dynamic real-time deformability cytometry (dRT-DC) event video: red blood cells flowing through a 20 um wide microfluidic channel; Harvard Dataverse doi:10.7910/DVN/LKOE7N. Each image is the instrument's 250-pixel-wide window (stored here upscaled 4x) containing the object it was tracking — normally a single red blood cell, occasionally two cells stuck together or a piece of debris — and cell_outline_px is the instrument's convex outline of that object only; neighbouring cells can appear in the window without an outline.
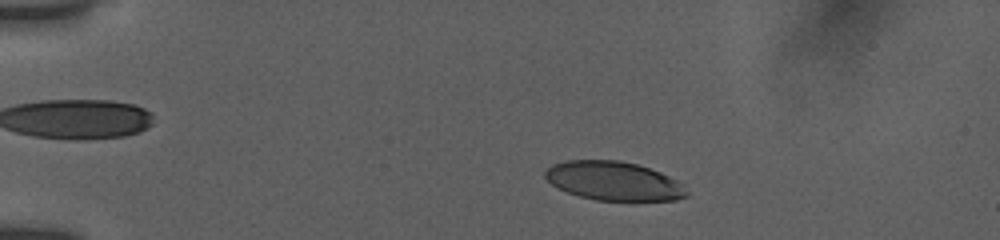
{"species": "human", "species_latin": "Homo sapiens", "temperature_condition": "room temperature", "stored_images_in_passage": 12, "camera_frame_rate_fps": 3000, "um_per_image_px": 0.085, "donor": {"sex": "female"}, "frame": {"image": 1, "passage_image": 6, "time_ms": 2.0, "image_size_px": [1000, 240], "cell_outline_px": [[688, 196], [676, 200], [596, 200], [580, 196], [568, 192], [552, 184], [544, 176], [544, 172], [552, 164], [564, 160], [620, 160], [636, 164], [660, 172], [684, 184], [688, 192]], "centroid_in_image_um": [52.18, 15.37], "position_along_channel_um": 32.8, "area_um2": 31.96}}
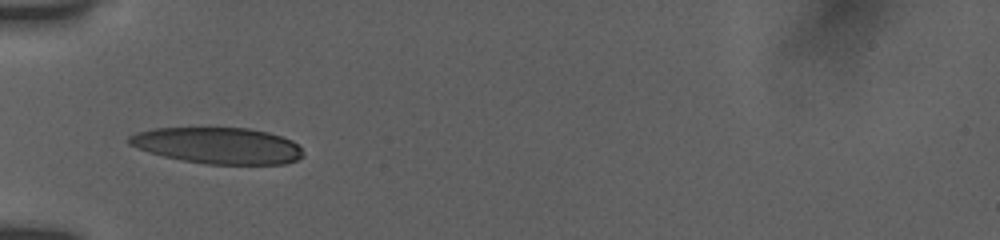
{"frame": {"image": 2, "passage_image": 10, "time_ms": 4.667, "image_size_px": [1000, 240], "cell_outline_px": [[304, 156], [296, 160], [284, 164], [204, 164], [164, 156], [148, 152], [136, 148], [128, 144], [128, 136], [136, 132], [152, 128], [248, 128], [268, 132], [292, 140], [304, 152]], "centroid_in_image_um": [18.5, 12.37], "position_along_channel_um": 66.5, "area_um2": 36.88}}